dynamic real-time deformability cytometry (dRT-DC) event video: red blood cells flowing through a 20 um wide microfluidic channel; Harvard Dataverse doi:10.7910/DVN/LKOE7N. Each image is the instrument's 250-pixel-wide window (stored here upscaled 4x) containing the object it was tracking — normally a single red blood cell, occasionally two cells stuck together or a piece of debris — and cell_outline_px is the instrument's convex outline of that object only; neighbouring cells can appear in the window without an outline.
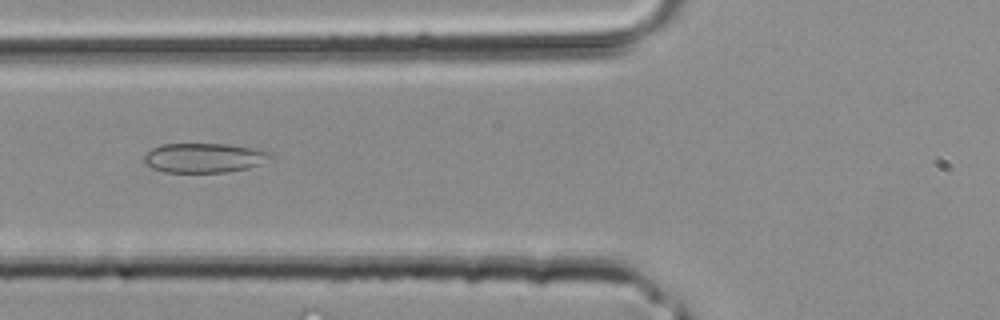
{"species": "common noctule bat (a hibernating species)", "species_latin": "Nyctalus noctula", "temperature_condition": "room temperature", "stored_images_in_passage": 3, "camera_frame_rate_fps": 3000, "um_per_image_px": 0.085, "animal": {"sex": "male", "body_mass_g": 20.4}, "frame": {"image": 1, "passage_image": 3, "time_ms": 0.667, "image_size_px": [1000, 320], "cell_outline_px": [[272, 156], [260, 164], [248, 168], [228, 172], [164, 172], [152, 168], [144, 164], [144, 156], [152, 148], [160, 144], [228, 144], [252, 148], [272, 152]], "centroid_in_image_um": [17.32, 13.42], "position_along_channel_um": 108.5, "area_um2": 21.73}}